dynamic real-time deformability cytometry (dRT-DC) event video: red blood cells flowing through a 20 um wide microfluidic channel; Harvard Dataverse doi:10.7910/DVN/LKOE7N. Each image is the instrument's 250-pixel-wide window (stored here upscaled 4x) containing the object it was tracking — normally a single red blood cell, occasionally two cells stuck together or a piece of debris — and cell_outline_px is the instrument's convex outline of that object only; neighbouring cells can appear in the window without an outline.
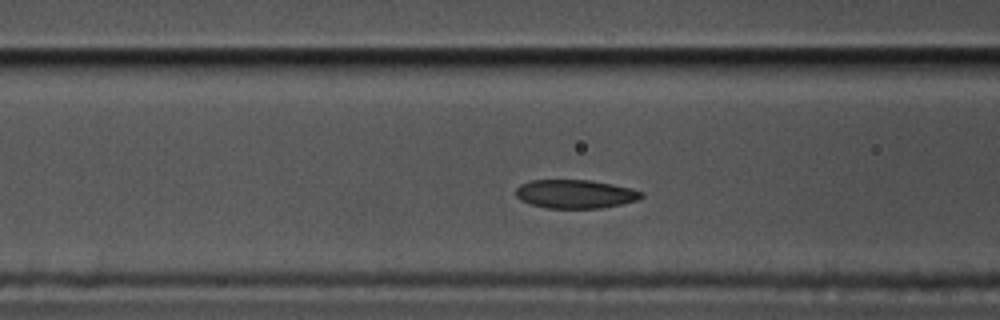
{"species": "common noctule bat (a hibernating species)", "species_latin": "Nyctalus noctula", "temperature_condition": "cold", "stored_images_in_passage": 53, "camera_frame_rate_fps": 3000, "um_per_image_px": 0.085, "animal": {"sex": "male", "body_mass_g": 17.5, "forearm_length_mm": 52.3}, "frame": {"image": 1, "passage_image": 16, "time_ms": 5.0, "image_size_px": [1000, 320], "cell_outline_px": [[644, 196], [636, 200], [620, 204], [600, 208], [548, 208], [532, 204], [520, 200], [516, 196], [516, 188], [520, 184], [532, 180], [592, 180], [632, 188], [644, 192]], "centroid_in_image_um": [48.91, 16.48], "position_along_channel_um": 117.7, "area_um2": 20.92}}
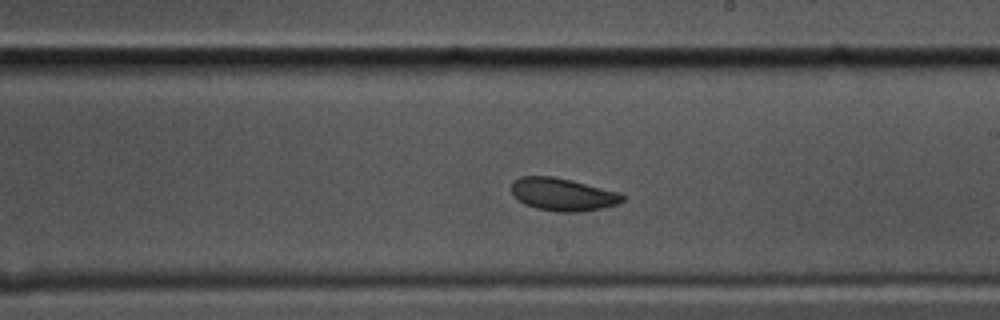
{"frame": {"image": 2, "passage_image": 27, "time_ms": 8.667, "image_size_px": [1000, 320], "cell_outline_px": [[624, 200], [616, 204], [604, 208], [580, 212], [556, 212], [536, 208], [524, 204], [512, 196], [512, 180], [520, 176], [552, 176], [572, 180], [620, 192], [624, 196]], "centroid_in_image_um": [47.82, 16.52], "position_along_channel_um": 241.2, "area_um2": 21.44}}
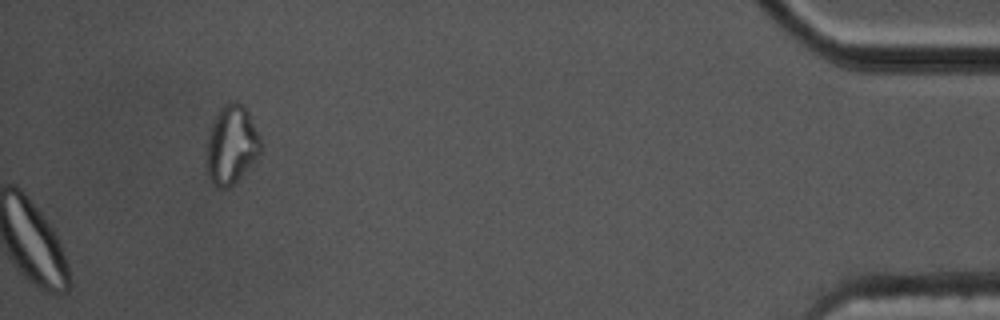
{"frame": {"image": 3, "passage_image": 53, "time_ms": 17.333, "image_size_px": [1000, 320], "cell_outline_px": [[260, 152], [236, 180], [228, 188], [216, 188], [212, 184], [208, 176], [208, 132], [216, 112], [228, 100], [236, 100], [248, 112], [260, 136]], "centroid_in_image_um": [19.65, 12.26], "position_along_channel_um": 415.6, "area_um2": 24.33}}